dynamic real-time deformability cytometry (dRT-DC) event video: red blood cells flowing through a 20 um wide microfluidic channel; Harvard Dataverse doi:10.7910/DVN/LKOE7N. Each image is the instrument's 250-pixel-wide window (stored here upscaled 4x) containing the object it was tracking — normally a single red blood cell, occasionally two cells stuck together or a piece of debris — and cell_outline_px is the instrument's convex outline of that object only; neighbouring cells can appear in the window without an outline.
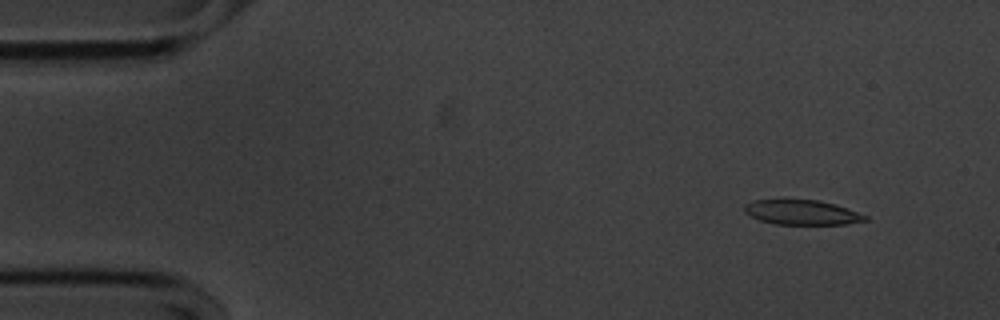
{"species": "common noctule bat (a hibernating species)", "species_latin": "Nyctalus noctula", "temperature_condition": "cold", "stored_images_in_passage": 55, "camera_frame_rate_fps": 3000, "um_per_image_px": 0.085, "animal": {"sex": "male", "body_mass_g": 20.1, "forearm_length_mm": 53.5}, "frame": {"image": 1, "passage_image": 5, "time_ms": 1.333, "image_size_px": [1000, 320], "cell_outline_px": [[868, 220], [844, 224], [776, 224], [760, 220], [744, 212], [744, 204], [752, 200], [816, 200], [836, 204], [868, 216]], "centroid_in_image_um": [68.16, 18.05], "position_along_channel_um": 16.8, "area_um2": 17.28}}
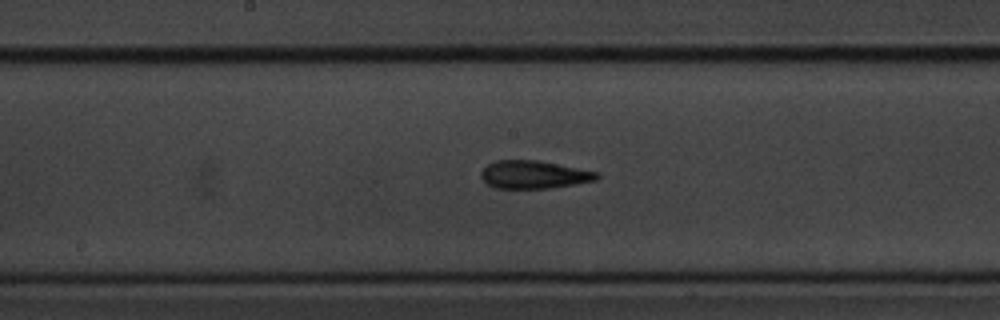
{"frame": {"image": 2, "passage_image": 28, "time_ms": 9.0, "image_size_px": [1000, 320], "cell_outline_px": [[600, 176], [596, 180], [548, 188], [496, 188], [488, 184], [480, 176], [480, 172], [488, 164], [496, 160], [540, 160], [600, 172]], "centroid_in_image_um": [45.39, 14.82], "position_along_channel_um": 202.8, "area_um2": 18.84}}
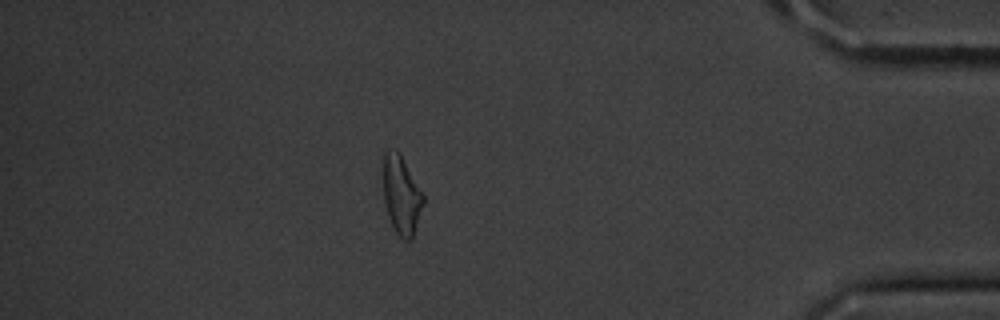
{"frame": {"image": 3, "passage_image": 48, "time_ms": 15.667, "image_size_px": [1000, 320], "cell_outline_px": [[424, 204], [412, 240], [404, 240], [396, 232], [388, 216], [384, 200], [384, 152], [396, 148], [400, 152], [424, 196]], "centroid_in_image_um": [34.14, 16.58], "position_along_channel_um": 401.1, "area_um2": 18.21}, "authors_computed_cell_mechanics": {"area_um2": 18.9584, "velocity_mm_per_s": 3.5921, "shape_relaxation_time_tau1_ms": 3.6486, "shape_relaxation_time_tau2_ms": 2.5973, "deformation_change_tau1": 0.1361, "deformation_change_tau2": 0.1033}}